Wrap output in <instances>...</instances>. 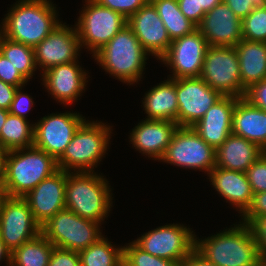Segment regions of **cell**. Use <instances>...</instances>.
Instances as JSON below:
<instances>
[{
    "instance_id": "cell-31",
    "label": "cell",
    "mask_w": 266,
    "mask_h": 266,
    "mask_svg": "<svg viewBox=\"0 0 266 266\" xmlns=\"http://www.w3.org/2000/svg\"><path fill=\"white\" fill-rule=\"evenodd\" d=\"M79 255L81 266H123V246L112 245L104 236Z\"/></svg>"
},
{
    "instance_id": "cell-8",
    "label": "cell",
    "mask_w": 266,
    "mask_h": 266,
    "mask_svg": "<svg viewBox=\"0 0 266 266\" xmlns=\"http://www.w3.org/2000/svg\"><path fill=\"white\" fill-rule=\"evenodd\" d=\"M78 22L74 25L81 48L85 47L94 56L124 26L127 19L116 11L100 5L95 0H85Z\"/></svg>"
},
{
    "instance_id": "cell-43",
    "label": "cell",
    "mask_w": 266,
    "mask_h": 266,
    "mask_svg": "<svg viewBox=\"0 0 266 266\" xmlns=\"http://www.w3.org/2000/svg\"><path fill=\"white\" fill-rule=\"evenodd\" d=\"M181 12L196 26L199 25L205 13L199 8V0H177Z\"/></svg>"
},
{
    "instance_id": "cell-18",
    "label": "cell",
    "mask_w": 266,
    "mask_h": 266,
    "mask_svg": "<svg viewBox=\"0 0 266 266\" xmlns=\"http://www.w3.org/2000/svg\"><path fill=\"white\" fill-rule=\"evenodd\" d=\"M127 25L149 55L160 60L167 53L172 41L150 1L127 19Z\"/></svg>"
},
{
    "instance_id": "cell-4",
    "label": "cell",
    "mask_w": 266,
    "mask_h": 266,
    "mask_svg": "<svg viewBox=\"0 0 266 266\" xmlns=\"http://www.w3.org/2000/svg\"><path fill=\"white\" fill-rule=\"evenodd\" d=\"M110 187L107 179L95 171L67 172L66 208L102 225L113 205Z\"/></svg>"
},
{
    "instance_id": "cell-9",
    "label": "cell",
    "mask_w": 266,
    "mask_h": 266,
    "mask_svg": "<svg viewBox=\"0 0 266 266\" xmlns=\"http://www.w3.org/2000/svg\"><path fill=\"white\" fill-rule=\"evenodd\" d=\"M160 161L183 169H199L208 175L216 165L215 148L207 144L192 127L179 126Z\"/></svg>"
},
{
    "instance_id": "cell-5",
    "label": "cell",
    "mask_w": 266,
    "mask_h": 266,
    "mask_svg": "<svg viewBox=\"0 0 266 266\" xmlns=\"http://www.w3.org/2000/svg\"><path fill=\"white\" fill-rule=\"evenodd\" d=\"M58 170L57 160L35 146L8 151L4 182L9 197L23 198Z\"/></svg>"
},
{
    "instance_id": "cell-41",
    "label": "cell",
    "mask_w": 266,
    "mask_h": 266,
    "mask_svg": "<svg viewBox=\"0 0 266 266\" xmlns=\"http://www.w3.org/2000/svg\"><path fill=\"white\" fill-rule=\"evenodd\" d=\"M228 7L242 20L253 9L266 8V0H223Z\"/></svg>"
},
{
    "instance_id": "cell-42",
    "label": "cell",
    "mask_w": 266,
    "mask_h": 266,
    "mask_svg": "<svg viewBox=\"0 0 266 266\" xmlns=\"http://www.w3.org/2000/svg\"><path fill=\"white\" fill-rule=\"evenodd\" d=\"M251 105L266 111V79L251 85L244 95Z\"/></svg>"
},
{
    "instance_id": "cell-47",
    "label": "cell",
    "mask_w": 266,
    "mask_h": 266,
    "mask_svg": "<svg viewBox=\"0 0 266 266\" xmlns=\"http://www.w3.org/2000/svg\"><path fill=\"white\" fill-rule=\"evenodd\" d=\"M223 0H199V8H202L204 13H208Z\"/></svg>"
},
{
    "instance_id": "cell-19",
    "label": "cell",
    "mask_w": 266,
    "mask_h": 266,
    "mask_svg": "<svg viewBox=\"0 0 266 266\" xmlns=\"http://www.w3.org/2000/svg\"><path fill=\"white\" fill-rule=\"evenodd\" d=\"M197 30L212 47H235L242 37V20L222 1L205 13Z\"/></svg>"
},
{
    "instance_id": "cell-17",
    "label": "cell",
    "mask_w": 266,
    "mask_h": 266,
    "mask_svg": "<svg viewBox=\"0 0 266 266\" xmlns=\"http://www.w3.org/2000/svg\"><path fill=\"white\" fill-rule=\"evenodd\" d=\"M67 172L58 170L42 180L23 198L27 201L36 222L42 226L57 212L66 208Z\"/></svg>"
},
{
    "instance_id": "cell-27",
    "label": "cell",
    "mask_w": 266,
    "mask_h": 266,
    "mask_svg": "<svg viewBox=\"0 0 266 266\" xmlns=\"http://www.w3.org/2000/svg\"><path fill=\"white\" fill-rule=\"evenodd\" d=\"M242 87L247 90L251 85L266 79V43L242 39L235 46Z\"/></svg>"
},
{
    "instance_id": "cell-28",
    "label": "cell",
    "mask_w": 266,
    "mask_h": 266,
    "mask_svg": "<svg viewBox=\"0 0 266 266\" xmlns=\"http://www.w3.org/2000/svg\"><path fill=\"white\" fill-rule=\"evenodd\" d=\"M158 12L171 41L193 33L197 26L181 12L177 0H150Z\"/></svg>"
},
{
    "instance_id": "cell-36",
    "label": "cell",
    "mask_w": 266,
    "mask_h": 266,
    "mask_svg": "<svg viewBox=\"0 0 266 266\" xmlns=\"http://www.w3.org/2000/svg\"><path fill=\"white\" fill-rule=\"evenodd\" d=\"M243 223H246L255 242L258 245L262 261H266V215L258 217H241Z\"/></svg>"
},
{
    "instance_id": "cell-33",
    "label": "cell",
    "mask_w": 266,
    "mask_h": 266,
    "mask_svg": "<svg viewBox=\"0 0 266 266\" xmlns=\"http://www.w3.org/2000/svg\"><path fill=\"white\" fill-rule=\"evenodd\" d=\"M128 244V245H127ZM123 246V266H174L168 259L155 257L139 248L133 241Z\"/></svg>"
},
{
    "instance_id": "cell-23",
    "label": "cell",
    "mask_w": 266,
    "mask_h": 266,
    "mask_svg": "<svg viewBox=\"0 0 266 266\" xmlns=\"http://www.w3.org/2000/svg\"><path fill=\"white\" fill-rule=\"evenodd\" d=\"M212 187L242 216L250 207L253 191L245 172L214 167L208 174Z\"/></svg>"
},
{
    "instance_id": "cell-46",
    "label": "cell",
    "mask_w": 266,
    "mask_h": 266,
    "mask_svg": "<svg viewBox=\"0 0 266 266\" xmlns=\"http://www.w3.org/2000/svg\"><path fill=\"white\" fill-rule=\"evenodd\" d=\"M183 266H217L206 260L196 250H194L183 262Z\"/></svg>"
},
{
    "instance_id": "cell-2",
    "label": "cell",
    "mask_w": 266,
    "mask_h": 266,
    "mask_svg": "<svg viewBox=\"0 0 266 266\" xmlns=\"http://www.w3.org/2000/svg\"><path fill=\"white\" fill-rule=\"evenodd\" d=\"M195 237V250L217 266H261L258 245L246 223L234 224L204 239Z\"/></svg>"
},
{
    "instance_id": "cell-35",
    "label": "cell",
    "mask_w": 266,
    "mask_h": 266,
    "mask_svg": "<svg viewBox=\"0 0 266 266\" xmlns=\"http://www.w3.org/2000/svg\"><path fill=\"white\" fill-rule=\"evenodd\" d=\"M254 194L266 192V152L245 172Z\"/></svg>"
},
{
    "instance_id": "cell-34",
    "label": "cell",
    "mask_w": 266,
    "mask_h": 266,
    "mask_svg": "<svg viewBox=\"0 0 266 266\" xmlns=\"http://www.w3.org/2000/svg\"><path fill=\"white\" fill-rule=\"evenodd\" d=\"M242 37L244 40L266 43V8L253 9L242 19Z\"/></svg>"
},
{
    "instance_id": "cell-20",
    "label": "cell",
    "mask_w": 266,
    "mask_h": 266,
    "mask_svg": "<svg viewBox=\"0 0 266 266\" xmlns=\"http://www.w3.org/2000/svg\"><path fill=\"white\" fill-rule=\"evenodd\" d=\"M88 72L79 65V60L49 68L41 74L47 92L61 104L77 101L87 86Z\"/></svg>"
},
{
    "instance_id": "cell-40",
    "label": "cell",
    "mask_w": 266,
    "mask_h": 266,
    "mask_svg": "<svg viewBox=\"0 0 266 266\" xmlns=\"http://www.w3.org/2000/svg\"><path fill=\"white\" fill-rule=\"evenodd\" d=\"M22 88H17L14 99L11 103L9 113L24 119H27V113L31 110L34 105V101L32 100V96L22 93Z\"/></svg>"
},
{
    "instance_id": "cell-13",
    "label": "cell",
    "mask_w": 266,
    "mask_h": 266,
    "mask_svg": "<svg viewBox=\"0 0 266 266\" xmlns=\"http://www.w3.org/2000/svg\"><path fill=\"white\" fill-rule=\"evenodd\" d=\"M178 100L177 124L181 127L195 125L212 105L223 95L208 86L201 77L176 79Z\"/></svg>"
},
{
    "instance_id": "cell-22",
    "label": "cell",
    "mask_w": 266,
    "mask_h": 266,
    "mask_svg": "<svg viewBox=\"0 0 266 266\" xmlns=\"http://www.w3.org/2000/svg\"><path fill=\"white\" fill-rule=\"evenodd\" d=\"M238 99L234 96H223L192 126L215 149L232 133L233 112Z\"/></svg>"
},
{
    "instance_id": "cell-45",
    "label": "cell",
    "mask_w": 266,
    "mask_h": 266,
    "mask_svg": "<svg viewBox=\"0 0 266 266\" xmlns=\"http://www.w3.org/2000/svg\"><path fill=\"white\" fill-rule=\"evenodd\" d=\"M18 87L4 83L0 80V108L9 110Z\"/></svg>"
},
{
    "instance_id": "cell-3",
    "label": "cell",
    "mask_w": 266,
    "mask_h": 266,
    "mask_svg": "<svg viewBox=\"0 0 266 266\" xmlns=\"http://www.w3.org/2000/svg\"><path fill=\"white\" fill-rule=\"evenodd\" d=\"M148 55L132 29L126 25L93 58L114 78L134 85L143 77Z\"/></svg>"
},
{
    "instance_id": "cell-26",
    "label": "cell",
    "mask_w": 266,
    "mask_h": 266,
    "mask_svg": "<svg viewBox=\"0 0 266 266\" xmlns=\"http://www.w3.org/2000/svg\"><path fill=\"white\" fill-rule=\"evenodd\" d=\"M149 120H166L177 123L178 100L176 79L168 78L148 90L142 100Z\"/></svg>"
},
{
    "instance_id": "cell-6",
    "label": "cell",
    "mask_w": 266,
    "mask_h": 266,
    "mask_svg": "<svg viewBox=\"0 0 266 266\" xmlns=\"http://www.w3.org/2000/svg\"><path fill=\"white\" fill-rule=\"evenodd\" d=\"M111 133L112 126L85 120L57 160L58 168L65 172H94L109 149Z\"/></svg>"
},
{
    "instance_id": "cell-32",
    "label": "cell",
    "mask_w": 266,
    "mask_h": 266,
    "mask_svg": "<svg viewBox=\"0 0 266 266\" xmlns=\"http://www.w3.org/2000/svg\"><path fill=\"white\" fill-rule=\"evenodd\" d=\"M0 52L29 81L37 70L34 48L13 41L0 33Z\"/></svg>"
},
{
    "instance_id": "cell-51",
    "label": "cell",
    "mask_w": 266,
    "mask_h": 266,
    "mask_svg": "<svg viewBox=\"0 0 266 266\" xmlns=\"http://www.w3.org/2000/svg\"><path fill=\"white\" fill-rule=\"evenodd\" d=\"M8 114H9V110H4L0 108V132H1L3 124L6 121Z\"/></svg>"
},
{
    "instance_id": "cell-30",
    "label": "cell",
    "mask_w": 266,
    "mask_h": 266,
    "mask_svg": "<svg viewBox=\"0 0 266 266\" xmlns=\"http://www.w3.org/2000/svg\"><path fill=\"white\" fill-rule=\"evenodd\" d=\"M53 248L40 233L11 253V266H48Z\"/></svg>"
},
{
    "instance_id": "cell-16",
    "label": "cell",
    "mask_w": 266,
    "mask_h": 266,
    "mask_svg": "<svg viewBox=\"0 0 266 266\" xmlns=\"http://www.w3.org/2000/svg\"><path fill=\"white\" fill-rule=\"evenodd\" d=\"M81 44L75 26L60 23L36 47L35 62L38 69L45 72L51 67L78 60Z\"/></svg>"
},
{
    "instance_id": "cell-29",
    "label": "cell",
    "mask_w": 266,
    "mask_h": 266,
    "mask_svg": "<svg viewBox=\"0 0 266 266\" xmlns=\"http://www.w3.org/2000/svg\"><path fill=\"white\" fill-rule=\"evenodd\" d=\"M34 123L8 114L0 132V146L7 151L33 146Z\"/></svg>"
},
{
    "instance_id": "cell-1",
    "label": "cell",
    "mask_w": 266,
    "mask_h": 266,
    "mask_svg": "<svg viewBox=\"0 0 266 266\" xmlns=\"http://www.w3.org/2000/svg\"><path fill=\"white\" fill-rule=\"evenodd\" d=\"M12 6L0 25L1 34L33 48L62 22L51 0H18Z\"/></svg>"
},
{
    "instance_id": "cell-11",
    "label": "cell",
    "mask_w": 266,
    "mask_h": 266,
    "mask_svg": "<svg viewBox=\"0 0 266 266\" xmlns=\"http://www.w3.org/2000/svg\"><path fill=\"white\" fill-rule=\"evenodd\" d=\"M193 231L183 224H168L144 233L133 242L149 254L182 263L195 250Z\"/></svg>"
},
{
    "instance_id": "cell-15",
    "label": "cell",
    "mask_w": 266,
    "mask_h": 266,
    "mask_svg": "<svg viewBox=\"0 0 266 266\" xmlns=\"http://www.w3.org/2000/svg\"><path fill=\"white\" fill-rule=\"evenodd\" d=\"M207 40L195 30L171 42L167 53L160 59L172 72L169 78L200 77L203 69Z\"/></svg>"
},
{
    "instance_id": "cell-24",
    "label": "cell",
    "mask_w": 266,
    "mask_h": 266,
    "mask_svg": "<svg viewBox=\"0 0 266 266\" xmlns=\"http://www.w3.org/2000/svg\"><path fill=\"white\" fill-rule=\"evenodd\" d=\"M263 152L265 151L256 143L231 133L228 138L215 149V167L246 172Z\"/></svg>"
},
{
    "instance_id": "cell-44",
    "label": "cell",
    "mask_w": 266,
    "mask_h": 266,
    "mask_svg": "<svg viewBox=\"0 0 266 266\" xmlns=\"http://www.w3.org/2000/svg\"><path fill=\"white\" fill-rule=\"evenodd\" d=\"M266 215V192L253 195L250 207L241 217H258Z\"/></svg>"
},
{
    "instance_id": "cell-10",
    "label": "cell",
    "mask_w": 266,
    "mask_h": 266,
    "mask_svg": "<svg viewBox=\"0 0 266 266\" xmlns=\"http://www.w3.org/2000/svg\"><path fill=\"white\" fill-rule=\"evenodd\" d=\"M205 83L223 96L244 98L240 67L235 47L209 46L200 76Z\"/></svg>"
},
{
    "instance_id": "cell-37",
    "label": "cell",
    "mask_w": 266,
    "mask_h": 266,
    "mask_svg": "<svg viewBox=\"0 0 266 266\" xmlns=\"http://www.w3.org/2000/svg\"><path fill=\"white\" fill-rule=\"evenodd\" d=\"M100 5L110 8L128 19L138 9L145 6L150 0H95Z\"/></svg>"
},
{
    "instance_id": "cell-14",
    "label": "cell",
    "mask_w": 266,
    "mask_h": 266,
    "mask_svg": "<svg viewBox=\"0 0 266 266\" xmlns=\"http://www.w3.org/2000/svg\"><path fill=\"white\" fill-rule=\"evenodd\" d=\"M41 233L27 201L21 197H9L0 212V238L12 253L25 242Z\"/></svg>"
},
{
    "instance_id": "cell-21",
    "label": "cell",
    "mask_w": 266,
    "mask_h": 266,
    "mask_svg": "<svg viewBox=\"0 0 266 266\" xmlns=\"http://www.w3.org/2000/svg\"><path fill=\"white\" fill-rule=\"evenodd\" d=\"M178 127L173 121L145 119L132 129L130 143L143 155L160 161Z\"/></svg>"
},
{
    "instance_id": "cell-50",
    "label": "cell",
    "mask_w": 266,
    "mask_h": 266,
    "mask_svg": "<svg viewBox=\"0 0 266 266\" xmlns=\"http://www.w3.org/2000/svg\"><path fill=\"white\" fill-rule=\"evenodd\" d=\"M7 153L8 151L0 146V178H4Z\"/></svg>"
},
{
    "instance_id": "cell-52",
    "label": "cell",
    "mask_w": 266,
    "mask_h": 266,
    "mask_svg": "<svg viewBox=\"0 0 266 266\" xmlns=\"http://www.w3.org/2000/svg\"><path fill=\"white\" fill-rule=\"evenodd\" d=\"M261 266H266V261H262Z\"/></svg>"
},
{
    "instance_id": "cell-48",
    "label": "cell",
    "mask_w": 266,
    "mask_h": 266,
    "mask_svg": "<svg viewBox=\"0 0 266 266\" xmlns=\"http://www.w3.org/2000/svg\"><path fill=\"white\" fill-rule=\"evenodd\" d=\"M2 260L6 262L7 266H11V252L6 248L5 243L0 238V262Z\"/></svg>"
},
{
    "instance_id": "cell-39",
    "label": "cell",
    "mask_w": 266,
    "mask_h": 266,
    "mask_svg": "<svg viewBox=\"0 0 266 266\" xmlns=\"http://www.w3.org/2000/svg\"><path fill=\"white\" fill-rule=\"evenodd\" d=\"M48 266H81L79 252L54 246Z\"/></svg>"
},
{
    "instance_id": "cell-38",
    "label": "cell",
    "mask_w": 266,
    "mask_h": 266,
    "mask_svg": "<svg viewBox=\"0 0 266 266\" xmlns=\"http://www.w3.org/2000/svg\"><path fill=\"white\" fill-rule=\"evenodd\" d=\"M0 80L4 83L13 85L15 87H24L27 85V80L21 75V73L15 68L10 60H8L0 52Z\"/></svg>"
},
{
    "instance_id": "cell-53",
    "label": "cell",
    "mask_w": 266,
    "mask_h": 266,
    "mask_svg": "<svg viewBox=\"0 0 266 266\" xmlns=\"http://www.w3.org/2000/svg\"><path fill=\"white\" fill-rule=\"evenodd\" d=\"M174 266H183V264L179 263V264H175Z\"/></svg>"
},
{
    "instance_id": "cell-49",
    "label": "cell",
    "mask_w": 266,
    "mask_h": 266,
    "mask_svg": "<svg viewBox=\"0 0 266 266\" xmlns=\"http://www.w3.org/2000/svg\"><path fill=\"white\" fill-rule=\"evenodd\" d=\"M9 198L4 178H0V212L3 209L4 203Z\"/></svg>"
},
{
    "instance_id": "cell-25",
    "label": "cell",
    "mask_w": 266,
    "mask_h": 266,
    "mask_svg": "<svg viewBox=\"0 0 266 266\" xmlns=\"http://www.w3.org/2000/svg\"><path fill=\"white\" fill-rule=\"evenodd\" d=\"M232 133L256 143L266 151V111L239 98L233 112Z\"/></svg>"
},
{
    "instance_id": "cell-7",
    "label": "cell",
    "mask_w": 266,
    "mask_h": 266,
    "mask_svg": "<svg viewBox=\"0 0 266 266\" xmlns=\"http://www.w3.org/2000/svg\"><path fill=\"white\" fill-rule=\"evenodd\" d=\"M100 229V223L64 208L41 226V234L55 247L80 252L104 236Z\"/></svg>"
},
{
    "instance_id": "cell-12",
    "label": "cell",
    "mask_w": 266,
    "mask_h": 266,
    "mask_svg": "<svg viewBox=\"0 0 266 266\" xmlns=\"http://www.w3.org/2000/svg\"><path fill=\"white\" fill-rule=\"evenodd\" d=\"M85 120L82 114L73 111L44 116L34 124L33 146L58 160Z\"/></svg>"
}]
</instances>
